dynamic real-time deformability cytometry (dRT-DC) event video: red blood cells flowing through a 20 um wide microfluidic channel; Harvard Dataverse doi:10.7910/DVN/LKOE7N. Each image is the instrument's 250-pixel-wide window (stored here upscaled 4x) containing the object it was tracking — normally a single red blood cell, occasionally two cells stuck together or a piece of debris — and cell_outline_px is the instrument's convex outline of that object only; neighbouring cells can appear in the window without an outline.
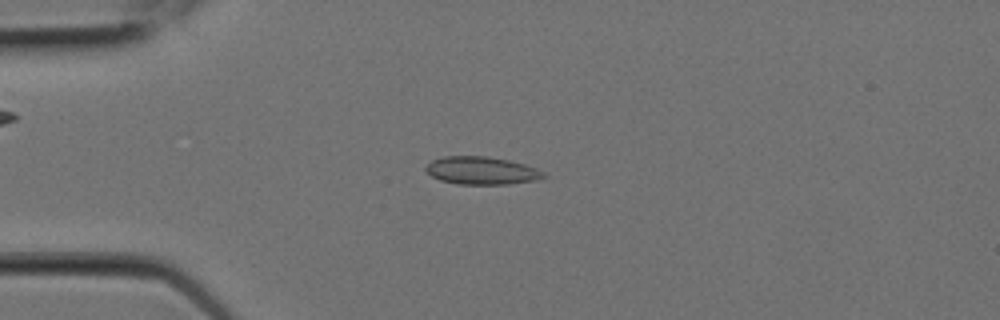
{"species": "Egyptian fruit bat (a non-hibernating species)", "species_latin": "Rousettus aegyptiacus", "temperature_condition": "room temperature", "stored_images_in_passage": 7, "camera_frame_rate_fps": 3000, "um_per_image_px": 0.085, "animal": {"sex": "female"}, "frame": {"image": 1, "passage_image": 5, "time_ms": 1.333, "image_size_px": [1000, 320], "cell_outline_px": [[548, 176], [540, 180], [508, 184], [456, 184], [440, 180], [432, 176], [424, 168], [432, 160], [444, 156], [488, 156], [508, 160], [524, 164], [536, 168], [544, 172]], "centroid_in_image_um": [40.97, 14.5], "position_along_channel_um": 44.0, "area_um2": 19.19}}
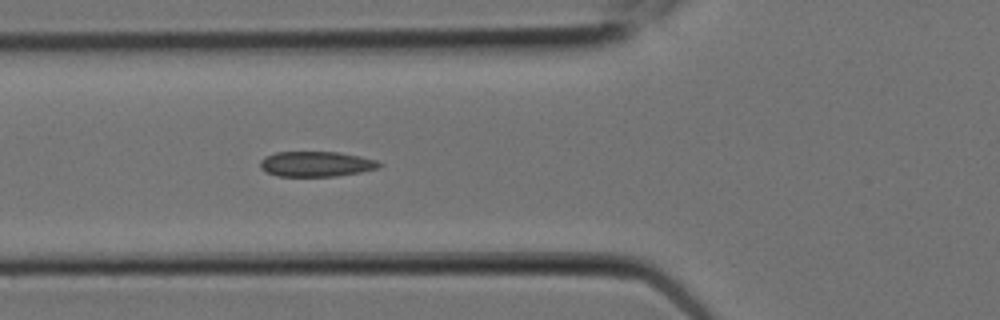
{"frame": {"image": 2, "passage_image": 7, "time_ms": 2.0, "image_size_px": [1000, 320], "cell_outline_px": [[384, 164], [380, 168], [360, 172], [336, 176], [276, 176], [260, 168], [260, 160], [264, 156], [276, 152], [340, 152], [360, 156], [376, 160]], "centroid_in_image_um": [26.89, 13.93], "position_along_channel_um": 98.9, "area_um2": 17.63}}